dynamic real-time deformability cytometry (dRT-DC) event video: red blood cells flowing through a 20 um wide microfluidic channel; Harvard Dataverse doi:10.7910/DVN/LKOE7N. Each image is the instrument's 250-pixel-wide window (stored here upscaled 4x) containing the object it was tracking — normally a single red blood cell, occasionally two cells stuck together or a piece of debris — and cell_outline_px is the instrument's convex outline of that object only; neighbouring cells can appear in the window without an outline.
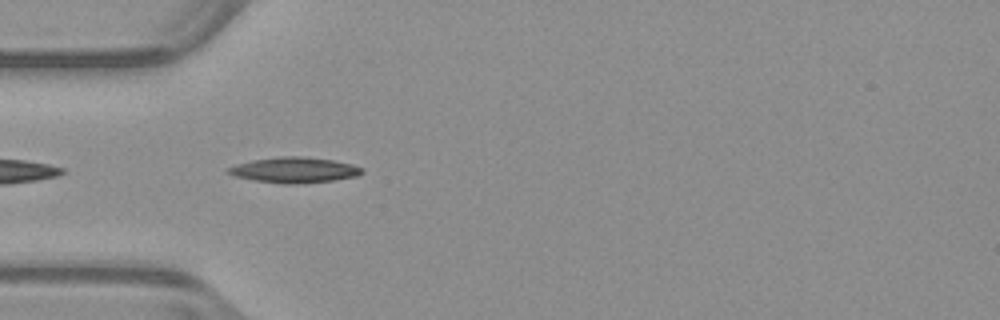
{"species": "common noctule bat (a hibernating species)", "species_latin": "Nyctalus noctula", "temperature_condition": "warm", "stored_images_in_passage": 23, "camera_frame_rate_fps": 3000, "um_per_image_px": 0.085, "animal": {"sex": "male", "body_mass_g": 23.1, "forearm_length_mm": 52.7}, "frame": {"image": 1, "passage_image": 2, "time_ms": 0.333, "image_size_px": [1000, 320], "cell_outline_px": [[364, 172], [356, 176], [332, 180], [292, 184], [284, 184], [252, 180], [236, 176], [224, 172], [228, 168], [236, 164], [252, 160], [280, 156], [300, 156], [332, 160], [352, 164], [364, 168]], "centroid_in_image_um": [24.99, 14.44], "position_along_channel_um": 60.0, "area_um2": 19.83}}
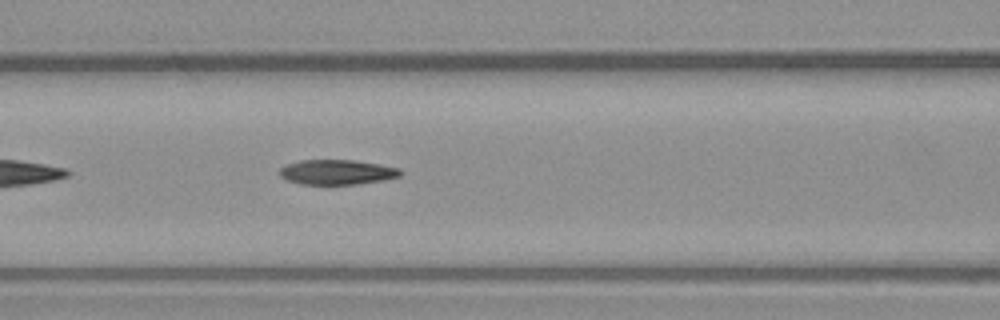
{"frame": {"image": 2, "passage_image": 8, "time_ms": 2.333, "image_size_px": [1000, 320], "cell_outline_px": [[404, 172], [400, 176], [384, 180], [356, 184], [300, 184], [284, 180], [280, 176], [280, 168], [288, 164], [300, 160], [356, 160], [380, 164], [400, 168]], "centroid_in_image_um": [28.66, 14.63], "position_along_channel_um": 137.9, "area_um2": 17.69}}
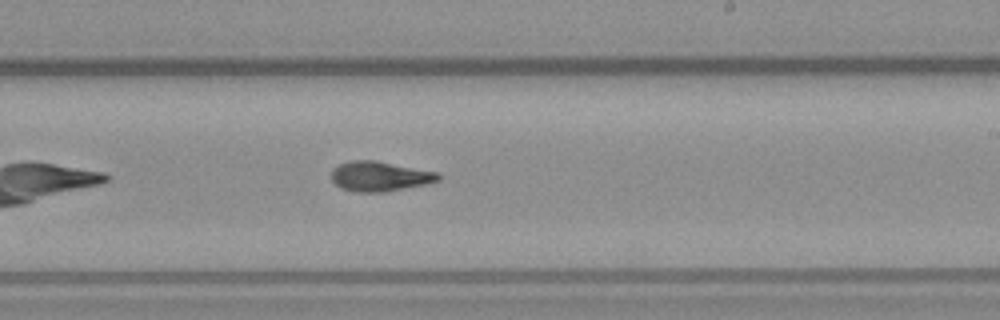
{"frame": {"image": 3, "passage_image": 17, "time_ms": 5.333, "image_size_px": [1000, 320], "cell_outline_px": [[440, 180], [428, 184], [384, 192], [356, 192], [340, 188], [332, 180], [332, 168], [340, 164], [352, 160], [376, 160], [440, 172]], "centroid_in_image_um": [32.31, 14.98], "position_along_channel_um": 256.7, "area_um2": 18.84}}